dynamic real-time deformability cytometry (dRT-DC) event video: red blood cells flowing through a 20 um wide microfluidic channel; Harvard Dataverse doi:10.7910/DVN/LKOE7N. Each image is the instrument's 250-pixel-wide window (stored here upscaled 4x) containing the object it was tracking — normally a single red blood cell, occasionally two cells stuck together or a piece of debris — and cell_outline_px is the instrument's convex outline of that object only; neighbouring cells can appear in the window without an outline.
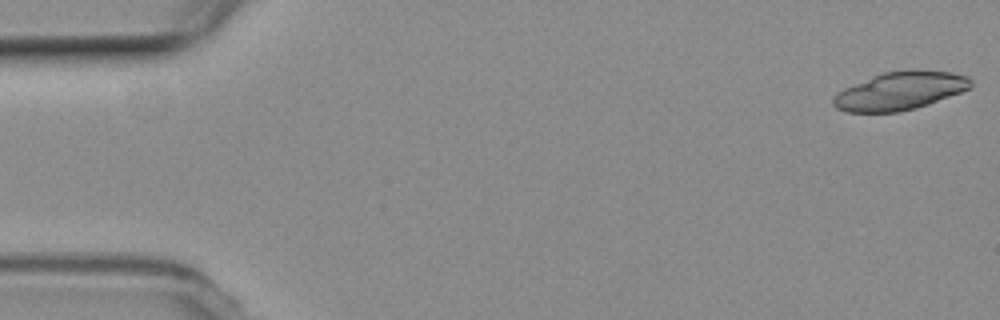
{"species": "common noctule bat (a hibernating species)", "species_latin": "Nyctalus noctula", "temperature_condition": "room temperature", "stored_images_in_passage": 16, "camera_frame_rate_fps": 3000, "um_per_image_px": 0.085, "animal": {"sex": "female", "body_mass_g": 19.3, "forearm_length_mm": 54.1}, "frame": {"image": 1, "passage_image": 1, "time_ms": 0.0, "image_size_px": [1000, 320], "cell_outline_px": [[972, 88], [928, 104], [916, 108], [900, 112], [844, 112], [836, 108], [832, 104], [832, 96], [836, 92], [844, 88], [872, 76], [884, 72], [952, 72], [968, 76], [972, 80]], "centroid_in_image_um": [76.46, 7.77], "position_along_channel_um": 8.5, "area_um2": 30.06}}